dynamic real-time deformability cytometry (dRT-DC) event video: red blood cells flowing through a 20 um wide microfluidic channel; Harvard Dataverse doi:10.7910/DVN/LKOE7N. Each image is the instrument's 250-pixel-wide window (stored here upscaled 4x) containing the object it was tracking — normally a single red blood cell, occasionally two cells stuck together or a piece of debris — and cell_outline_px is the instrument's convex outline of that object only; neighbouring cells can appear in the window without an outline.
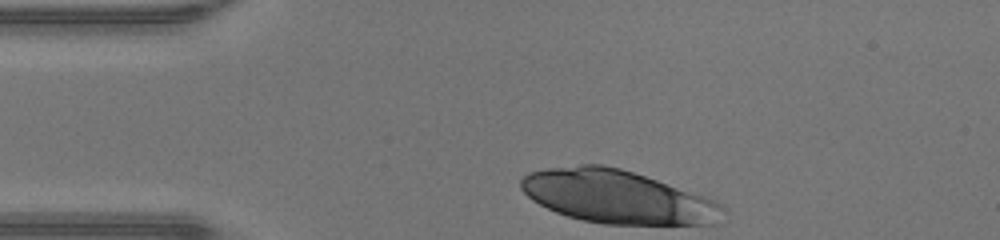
{"species": "human", "species_latin": "Homo sapiens", "temperature_condition": "warm", "stored_images_in_passage": 29, "camera_frame_rate_fps": 3000, "um_per_image_px": 0.085, "donor": {"sex": "male"}, "frame": {"image": 1, "passage_image": 1, "time_ms": 0.0, "image_size_px": [1000, 240], "cell_outline_px": [[728, 212], [716, 224], [604, 224], [584, 220], [568, 216], [556, 212], [532, 200], [520, 188], [520, 180], [528, 172], [544, 168], [580, 164], [604, 164], [620, 168], [716, 200], [724, 204], [728, 208]], "centroid_in_image_um": [52.5, 16.73], "position_along_channel_um": 32.5, "area_um2": 62.66}}